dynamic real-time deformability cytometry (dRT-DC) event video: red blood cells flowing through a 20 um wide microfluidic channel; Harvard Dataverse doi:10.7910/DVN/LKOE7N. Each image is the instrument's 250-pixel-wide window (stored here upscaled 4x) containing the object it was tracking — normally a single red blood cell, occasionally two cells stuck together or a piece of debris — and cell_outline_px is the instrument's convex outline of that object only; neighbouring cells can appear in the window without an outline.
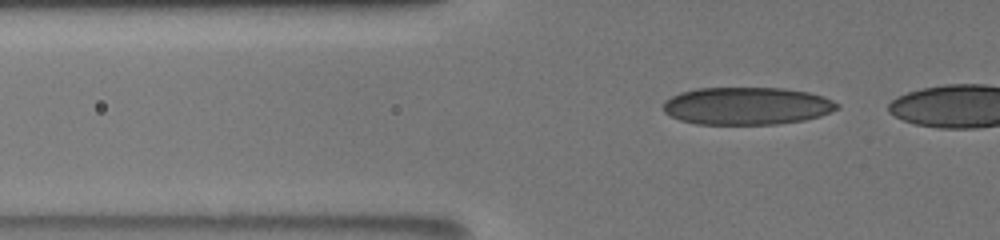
{"species": "human", "species_latin": "Homo sapiens", "temperature_condition": "room temperature", "stored_images_in_passage": 44, "camera_frame_rate_fps": 3000, "um_per_image_px": 0.085, "donor": {"sex": "male"}, "frame": {"image": 1, "passage_image": 2, "time_ms": 0.333, "image_size_px": [1000, 240], "cell_outline_px": [[840, 108], [820, 116], [804, 120], [776, 124], [696, 124], [680, 120], [664, 112], [664, 100], [680, 92], [696, 88], [784, 88], [808, 92], [832, 100], [840, 104]], "centroid_in_image_um": [63.48, 9.0], "position_along_channel_um": 62.3, "area_um2": 38.09}}
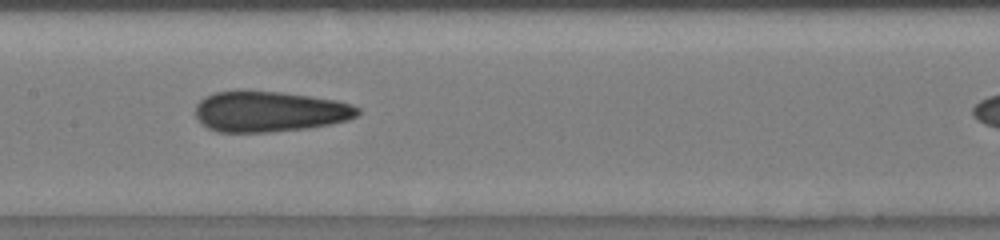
{"frame": {"image": 2, "passage_image": 18, "time_ms": 4.0, "image_size_px": [1000, 240], "cell_outline_px": [[360, 112], [356, 116], [348, 120], [332, 124], [308, 128], [268, 132], [216, 132], [200, 124], [196, 116], [196, 104], [200, 100], [216, 92], [280, 92], [336, 100], [352, 104], [360, 108]], "centroid_in_image_um": [22.93, 9.51], "position_along_channel_um": 184.5, "area_um2": 38.15}}
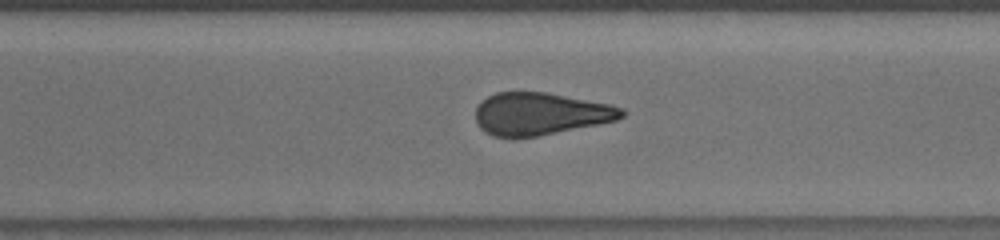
{"frame": {"image": 3, "passage_image": 34, "time_ms": 7.667, "image_size_px": [1000, 240], "cell_outline_px": [[624, 116], [616, 120], [536, 136], [492, 136], [484, 132], [476, 124], [476, 108], [488, 96], [496, 92], [544, 92], [612, 104], [624, 108]], "centroid_in_image_um": [45.92, 9.66], "position_along_channel_um": 324.7, "area_um2": 35.66}}